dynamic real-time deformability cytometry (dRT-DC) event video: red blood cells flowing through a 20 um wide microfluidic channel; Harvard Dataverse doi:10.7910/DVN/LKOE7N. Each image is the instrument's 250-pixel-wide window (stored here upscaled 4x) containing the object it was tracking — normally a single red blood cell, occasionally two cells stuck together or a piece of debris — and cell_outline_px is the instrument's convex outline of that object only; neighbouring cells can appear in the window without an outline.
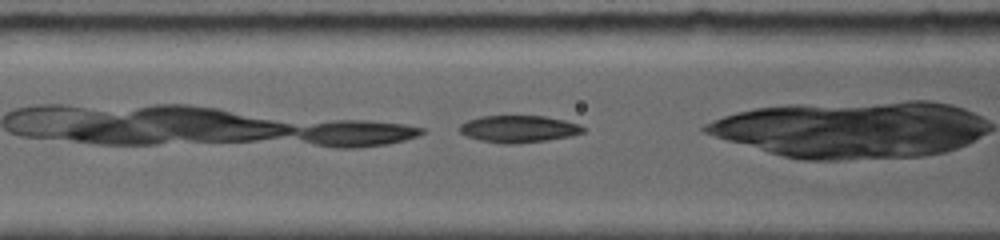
{"species": "common noctule bat (a hibernating species)", "species_latin": "Nyctalus noctula", "temperature_condition": "room temperature", "stored_images_in_passage": 26, "camera_frame_rate_fps": 5000, "um_per_image_px": 0.085, "animal": {"sex": "female", "body_mass_g": 19.0, "forearm_length_mm": 56.7}, "frame": {"image": 1, "passage_image": 5, "time_ms": 1.4, "image_size_px": [1000, 240], "cell_outline_px": [[584, 132], [572, 136], [548, 140], [512, 144], [504, 144], [480, 140], [468, 136], [460, 132], [460, 124], [468, 120], [480, 116], [544, 116], [564, 120], [580, 124], [584, 128]], "centroid_in_image_um": [44.11, 10.96], "position_along_channel_um": 122.5, "area_um2": 19.42}}